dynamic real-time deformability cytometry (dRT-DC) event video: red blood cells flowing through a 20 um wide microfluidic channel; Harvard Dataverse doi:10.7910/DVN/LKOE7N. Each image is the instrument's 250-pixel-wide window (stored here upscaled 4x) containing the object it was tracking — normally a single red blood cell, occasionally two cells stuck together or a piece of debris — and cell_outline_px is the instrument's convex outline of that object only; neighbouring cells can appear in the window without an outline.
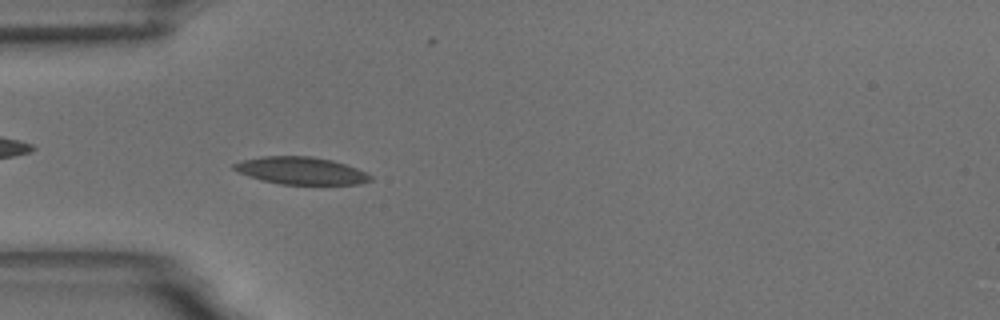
{"species": "common noctule bat (a hibernating species)", "species_latin": "Nyctalus noctula", "temperature_condition": "room temperature", "stored_images_in_passage": 42, "camera_frame_rate_fps": 3000, "um_per_image_px": 0.085, "animal": {"sex": "male", "body_mass_g": 18.8}, "frame": {"image": 1, "passage_image": 7, "time_ms": 2.0, "image_size_px": [1000, 320], "cell_outline_px": [[372, 180], [360, 184], [280, 184], [260, 180], [240, 172], [232, 168], [232, 164], [244, 160], [264, 156], [312, 156], [332, 160], [356, 168], [372, 176]], "centroid_in_image_um": [25.59, 14.51], "position_along_channel_um": 59.4, "area_um2": 21.56}, "authors_computed_cell_mechanics": {"area_um2": 20.9525, "velocity_mm_per_s": 3.6211, "shape_relaxation_time_tau1_ms": 4.4494, "shape_relaxation_time_tau2_ms": 1.3959, "deformation_change_tau1": 0.1323, "deformation_change_tau2": 0.066}}